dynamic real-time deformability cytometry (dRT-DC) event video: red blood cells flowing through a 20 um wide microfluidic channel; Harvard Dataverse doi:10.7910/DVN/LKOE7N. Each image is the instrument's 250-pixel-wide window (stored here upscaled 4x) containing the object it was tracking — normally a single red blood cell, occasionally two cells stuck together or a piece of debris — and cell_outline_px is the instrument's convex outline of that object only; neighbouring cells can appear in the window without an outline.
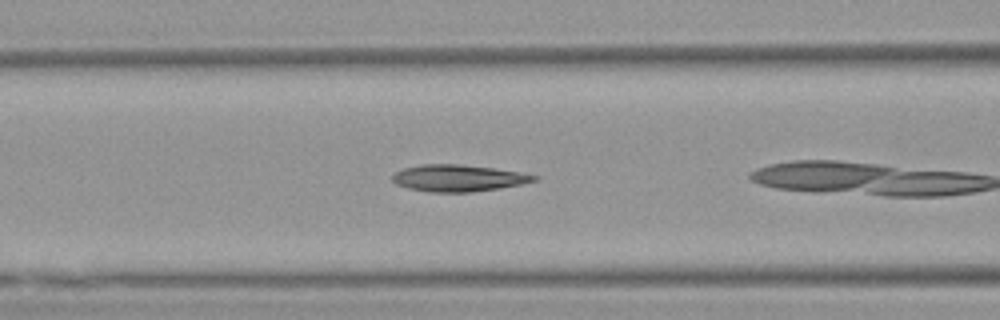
{"species": "Egyptian fruit bat (a non-hibernating species)", "species_latin": "Rousettus aegyptiacus", "temperature_condition": "warm", "stored_images_in_passage": 7, "camera_frame_rate_fps": 3000, "um_per_image_px": 0.085, "animal": {"sex": "female"}, "frame": {"image": 1, "passage_image": 5, "time_ms": 1.333, "image_size_px": [1000, 320], "cell_outline_px": [[540, 176], [536, 180], [520, 184], [500, 188], [472, 192], [428, 192], [408, 188], [396, 184], [392, 180], [392, 176], [396, 172], [404, 168], [420, 164], [460, 164], [492, 168], [520, 172]], "centroid_in_image_um": [38.93, 15.14], "position_along_channel_um": 127.7, "area_um2": 22.02}}